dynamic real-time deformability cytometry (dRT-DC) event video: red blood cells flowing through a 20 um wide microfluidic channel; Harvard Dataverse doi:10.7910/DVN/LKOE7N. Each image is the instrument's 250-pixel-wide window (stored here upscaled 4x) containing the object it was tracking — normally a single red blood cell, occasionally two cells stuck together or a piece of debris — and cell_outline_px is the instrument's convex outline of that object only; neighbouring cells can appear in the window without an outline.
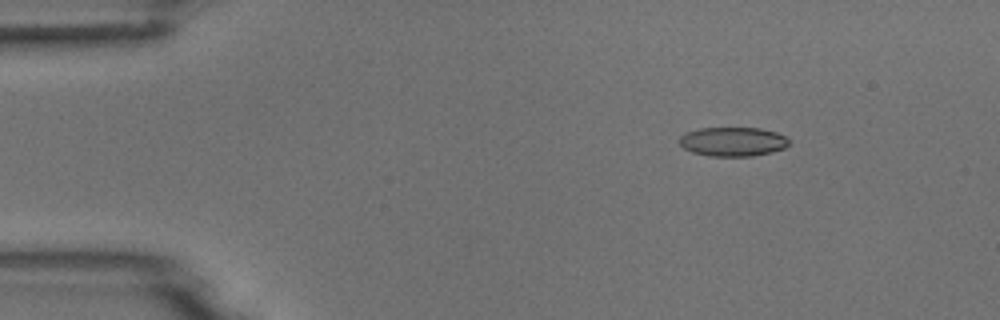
{"species": "common noctule bat (a hibernating species)", "species_latin": "Nyctalus noctula", "temperature_condition": "room temperature", "stored_images_in_passage": 4, "camera_frame_rate_fps": 3000, "um_per_image_px": 0.085, "animal": {"sex": "male", "body_mass_g": 18.8}, "frame": {"image": 1, "passage_image": 2, "time_ms": 1.0, "image_size_px": [1000, 320], "cell_outline_px": [[788, 144], [784, 148], [772, 152], [752, 156], [712, 156], [692, 152], [684, 148], [680, 144], [680, 136], [688, 132], [700, 128], [760, 128], [776, 132], [784, 136], [788, 140]], "centroid_in_image_um": [62.29, 12.04], "position_along_channel_um": 22.7, "area_um2": 18.44}}